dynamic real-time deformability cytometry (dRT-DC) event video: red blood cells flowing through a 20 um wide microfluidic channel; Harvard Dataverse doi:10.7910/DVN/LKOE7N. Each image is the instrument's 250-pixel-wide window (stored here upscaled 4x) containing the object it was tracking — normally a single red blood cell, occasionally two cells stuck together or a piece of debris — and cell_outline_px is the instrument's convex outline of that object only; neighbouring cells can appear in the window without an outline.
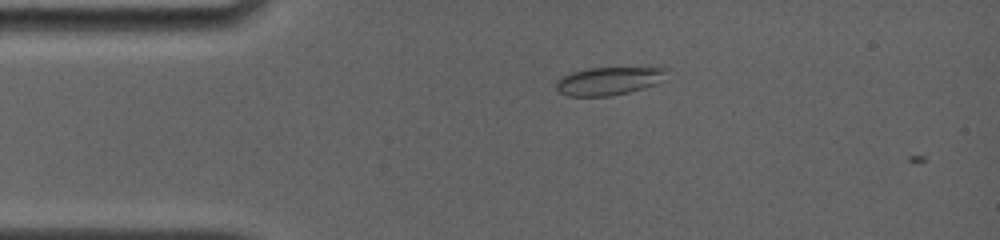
{"species": "common noctule bat (a hibernating species)", "species_latin": "Nyctalus noctula", "temperature_condition": "room temperature", "stored_images_in_passage": 5, "camera_frame_rate_fps": 4000, "um_per_image_px": 0.085, "animal": {"sex": "female", "body_mass_g": 19.0, "forearm_length_mm": 56.7}, "frame": {"image": 1, "passage_image": 3, "time_ms": 0.75, "image_size_px": [1000, 240], "cell_outline_px": [[664, 68], [656, 84], [644, 88], [612, 96], [568, 96], [560, 92], [556, 88], [556, 80], [572, 72], [588, 68]], "centroid_in_image_um": [51.61, 6.9], "position_along_channel_um": 33.4, "area_um2": 17.46}}